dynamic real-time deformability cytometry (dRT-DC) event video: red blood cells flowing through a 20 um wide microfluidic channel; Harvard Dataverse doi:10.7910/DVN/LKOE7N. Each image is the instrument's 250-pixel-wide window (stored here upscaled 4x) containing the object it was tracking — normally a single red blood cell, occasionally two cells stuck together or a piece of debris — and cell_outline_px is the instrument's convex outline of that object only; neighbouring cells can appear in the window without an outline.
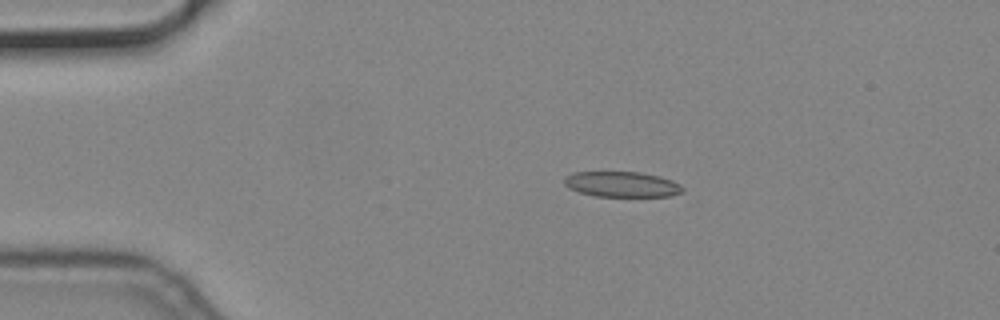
{"species": "common noctule bat (a hibernating species)", "species_latin": "Nyctalus noctula", "temperature_condition": "cold", "stored_images_in_passage": 6, "camera_frame_rate_fps": 3000, "um_per_image_px": 0.085, "animal": {"sex": "male", "body_mass_g": 19.2, "forearm_length_mm": 51.8}, "frame": {"image": 1, "passage_image": 3, "time_ms": 0.667, "image_size_px": [1000, 320], "cell_outline_px": [[684, 192], [672, 196], [596, 196], [580, 192], [568, 188], [564, 184], [564, 180], [572, 172], [640, 172], [660, 176], [672, 180], [680, 184], [684, 188]], "centroid_in_image_um": [52.9, 15.66], "position_along_channel_um": 32.1, "area_um2": 17.57}}
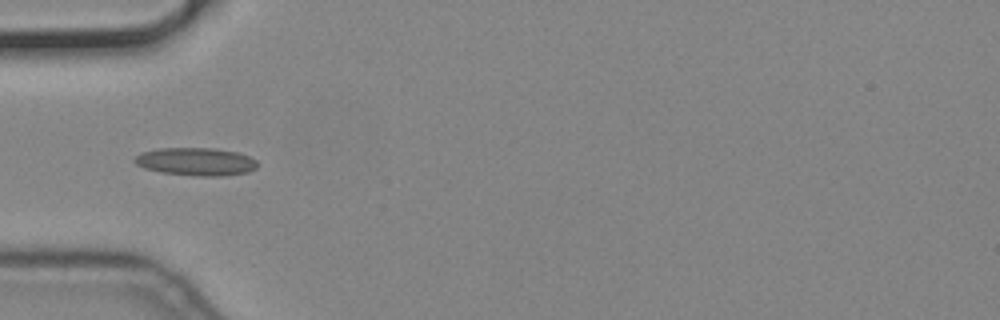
{"frame": {"image": 2, "passage_image": 5, "time_ms": 1.333, "image_size_px": [1000, 320], "cell_outline_px": [[256, 168], [248, 172], [224, 176], [196, 176], [160, 172], [144, 168], [136, 164], [132, 160], [140, 152], [160, 148], [212, 148], [240, 152], [256, 160]], "centroid_in_image_um": [16.64, 13.74], "position_along_channel_um": 68.4, "area_um2": 20.11}}
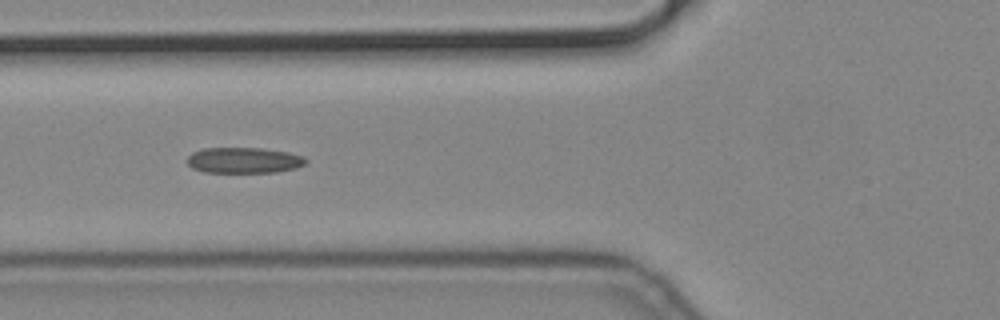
{"frame": {"image": 3, "passage_image": 6, "time_ms": 1.667, "image_size_px": [1000, 320], "cell_outline_px": [[308, 160], [304, 164], [296, 168], [276, 172], [204, 172], [192, 168], [188, 164], [188, 156], [192, 152], [204, 148], [260, 148], [288, 152], [304, 156]], "centroid_in_image_um": [20.74, 13.62], "position_along_channel_um": 105.1, "area_um2": 17.8}}